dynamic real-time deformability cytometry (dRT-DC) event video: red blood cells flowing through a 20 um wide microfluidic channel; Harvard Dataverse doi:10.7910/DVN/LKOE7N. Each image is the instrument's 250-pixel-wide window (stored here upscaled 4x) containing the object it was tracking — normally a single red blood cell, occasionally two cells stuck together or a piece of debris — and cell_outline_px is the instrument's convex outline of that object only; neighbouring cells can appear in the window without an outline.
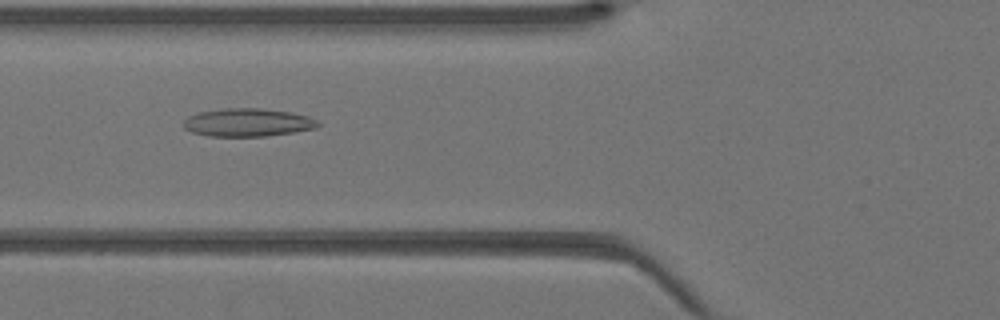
{"species": "Egyptian fruit bat (a non-hibernating species)", "species_latin": "Rousettus aegyptiacus", "temperature_condition": "warm", "stored_images_in_passage": 31, "camera_frame_rate_fps": 3000, "um_per_image_px": 0.085, "animal": {"sex": "female"}, "frame": {"image": 1, "passage_image": 5, "time_ms": 1.333, "image_size_px": [1000, 320], "cell_outline_px": [[320, 124], [316, 128], [292, 132], [264, 136], [208, 136], [192, 132], [184, 128], [184, 120], [188, 116], [200, 112], [224, 108], [260, 108], [288, 112], [308, 116], [316, 120]], "centroid_in_image_um": [21.03, 10.41], "position_along_channel_um": 104.8, "area_um2": 21.79}}
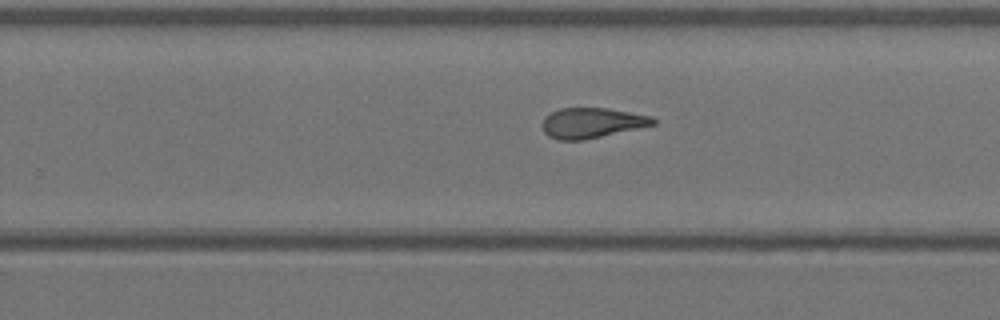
{"frame": {"image": 2, "passage_image": 16, "time_ms": 5.0, "image_size_px": [1000, 320], "cell_outline_px": [[656, 124], [584, 140], [556, 140], [548, 136], [544, 132], [540, 124], [544, 116], [560, 108], [608, 108], [652, 116], [656, 120]], "centroid_in_image_um": [50.26, 10.44], "position_along_channel_um": 279.5, "area_um2": 19.65}}
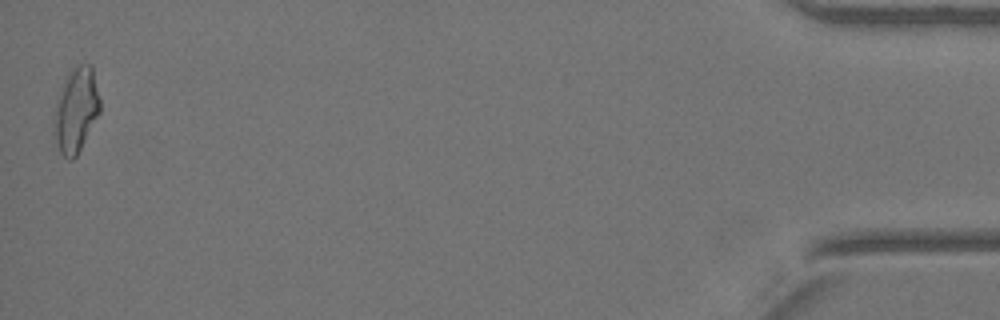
{"frame": {"image": 3, "passage_image": 31, "time_ms": 10.0, "image_size_px": [1000, 320], "cell_outline_px": [[100, 112], [76, 156], [72, 160], [68, 160], [60, 152], [52, 136], [52, 116], [64, 80], [80, 64], [92, 64], [100, 100]], "centroid_in_image_um": [6.43, 9.41], "position_along_channel_um": 428.8, "area_um2": 22.66}}